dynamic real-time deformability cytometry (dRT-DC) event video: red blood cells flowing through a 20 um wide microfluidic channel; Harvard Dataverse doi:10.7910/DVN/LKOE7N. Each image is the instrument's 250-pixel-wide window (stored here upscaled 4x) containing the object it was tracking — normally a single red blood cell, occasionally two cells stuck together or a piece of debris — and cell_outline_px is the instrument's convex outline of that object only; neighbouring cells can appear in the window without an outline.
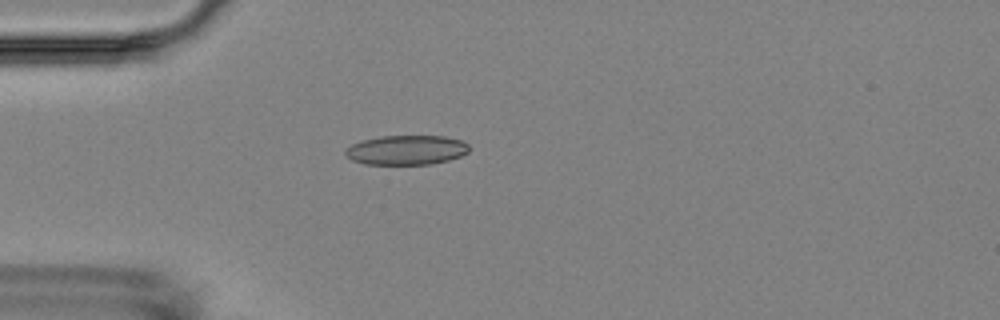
{"species": "Egyptian fruit bat (a non-hibernating species)", "species_latin": "Rousettus aegyptiacus", "temperature_condition": "room temperature", "stored_images_in_passage": 3, "camera_frame_rate_fps": 3000, "um_per_image_px": 0.085, "animal": {"sex": "female"}, "frame": {"image": 1, "passage_image": 3, "time_ms": 3.333, "image_size_px": [1000, 320], "cell_outline_px": [[468, 152], [460, 156], [448, 160], [432, 164], [364, 164], [352, 160], [344, 152], [344, 148], [360, 140], [380, 136], [444, 136], [460, 140], [468, 144]], "centroid_in_image_um": [34.51, 12.75], "position_along_channel_um": 50.5, "area_um2": 21.33}}